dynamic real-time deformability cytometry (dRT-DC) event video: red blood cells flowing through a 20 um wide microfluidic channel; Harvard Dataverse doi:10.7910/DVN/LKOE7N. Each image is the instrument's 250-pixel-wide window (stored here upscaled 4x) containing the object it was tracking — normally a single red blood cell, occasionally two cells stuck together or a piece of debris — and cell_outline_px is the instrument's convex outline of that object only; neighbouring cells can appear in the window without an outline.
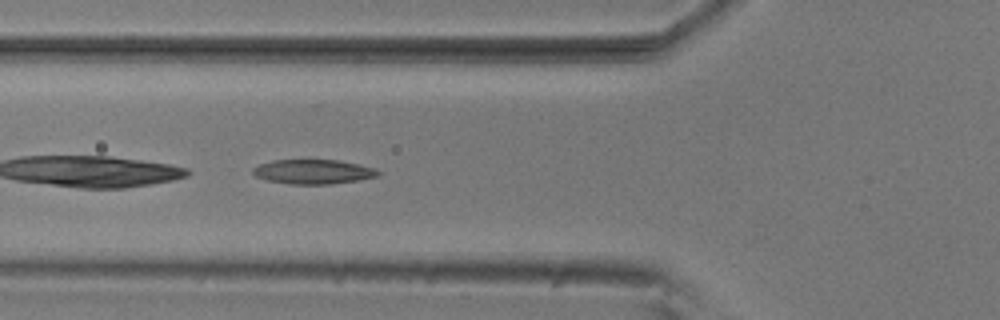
{"species": "common noctule bat (a hibernating species)", "species_latin": "Nyctalus noctula", "temperature_condition": "room temperature", "stored_images_in_passage": 36, "camera_frame_rate_fps": 3000, "um_per_image_px": 0.085, "animal": {"sex": "male", "body_mass_g": 20.5, "forearm_length_mm": 52.5}, "frame": {"image": 1, "passage_image": 3, "time_ms": 0.667, "image_size_px": [1000, 320], "cell_outline_px": [[380, 176], [360, 180], [332, 184], [288, 184], [268, 180], [256, 176], [252, 172], [252, 168], [260, 164], [272, 160], [336, 160], [360, 164], [376, 168], [380, 172]], "centroid_in_image_um": [26.67, 14.6], "position_along_channel_um": 99.1, "area_um2": 17.98}}
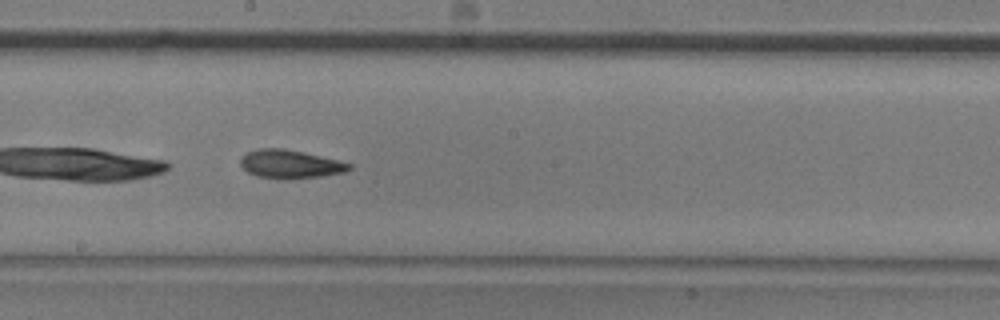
{"frame": {"image": 2, "passage_image": 13, "time_ms": 4.0, "image_size_px": [1000, 320], "cell_outline_px": [[352, 168], [344, 172], [320, 176], [280, 180], [256, 176], [248, 172], [240, 164], [240, 160], [248, 152], [260, 148], [284, 148], [304, 152], [340, 160], [352, 164]], "centroid_in_image_um": [24.68, 13.95], "position_along_channel_um": 223.5, "area_um2": 18.09}}
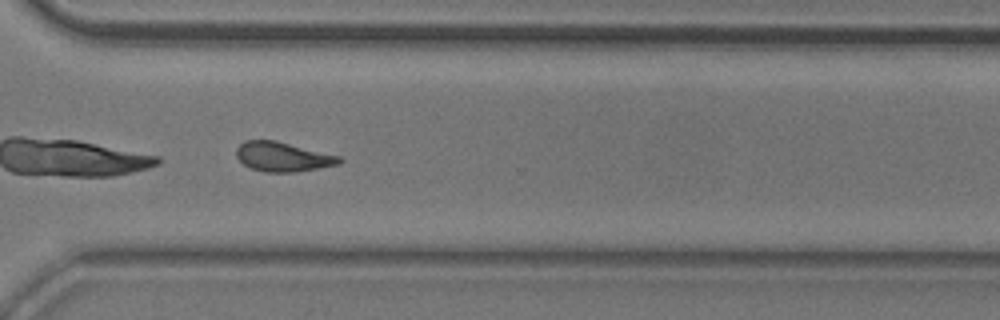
{"frame": {"image": 3, "passage_image": 23, "time_ms": 7.333, "image_size_px": [1000, 320], "cell_outline_px": [[344, 160], [340, 164], [296, 172], [264, 172], [252, 168], [244, 164], [236, 156], [236, 148], [244, 140], [276, 140], [340, 156]], "centroid_in_image_um": [24.05, 13.32], "position_along_channel_um": 346.6, "area_um2": 17.74}}